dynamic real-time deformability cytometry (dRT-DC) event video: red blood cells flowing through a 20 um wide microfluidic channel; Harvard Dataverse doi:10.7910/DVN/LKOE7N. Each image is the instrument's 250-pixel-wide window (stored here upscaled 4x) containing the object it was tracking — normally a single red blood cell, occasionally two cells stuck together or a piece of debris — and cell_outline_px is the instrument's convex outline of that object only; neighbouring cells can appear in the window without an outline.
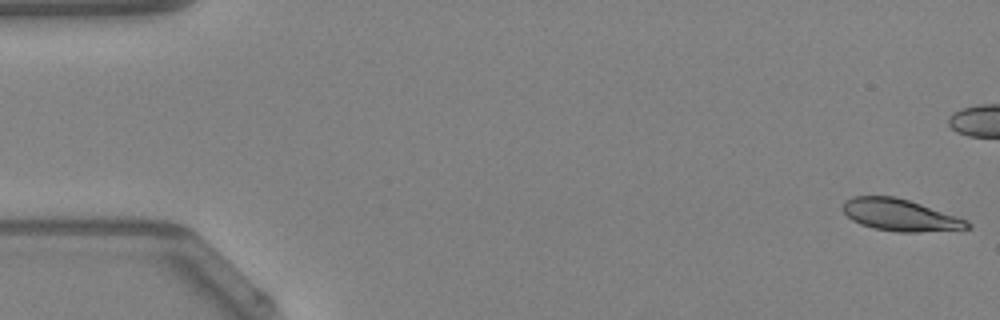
{"species": "Egyptian fruit bat (a non-hibernating species)", "species_latin": "Rousettus aegyptiacus", "temperature_condition": "warm", "stored_images_in_passage": 7, "camera_frame_rate_fps": 3000, "um_per_image_px": 0.085, "animal": {"sex": "female"}, "frame": {"image": 1, "passage_image": 1, "time_ms": 0.0, "image_size_px": [1000, 320], "cell_outline_px": [[972, 228], [920, 232], [896, 232], [872, 228], [860, 224], [852, 220], [840, 208], [844, 200], [852, 196], [896, 196], [968, 220], [972, 224]], "centroid_in_image_um": [76.47, 18.28], "position_along_channel_um": 8.5, "area_um2": 23.24}}